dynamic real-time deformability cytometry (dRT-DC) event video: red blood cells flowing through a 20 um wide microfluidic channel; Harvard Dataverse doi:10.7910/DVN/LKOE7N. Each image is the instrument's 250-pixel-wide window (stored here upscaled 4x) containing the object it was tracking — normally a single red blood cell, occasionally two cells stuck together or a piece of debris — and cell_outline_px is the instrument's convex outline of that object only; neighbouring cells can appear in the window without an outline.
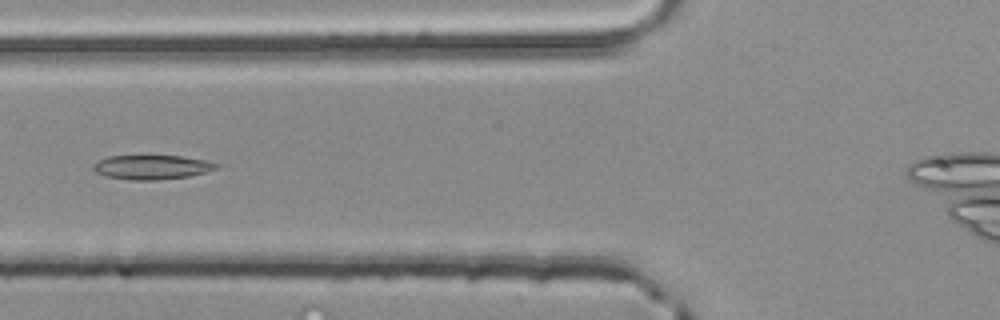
{"species": "common noctule bat (a hibernating species)", "species_latin": "Nyctalus noctula", "temperature_condition": "room temperature", "stored_images_in_passage": 2, "camera_frame_rate_fps": 3000, "um_per_image_px": 0.085, "animal": {"sex": "male", "body_mass_g": 20.4}, "frame": {"image": 1, "passage_image": 2, "time_ms": 0.333, "image_size_px": [1000, 320], "cell_outline_px": [[220, 164], [216, 168], [204, 172], [188, 176], [160, 180], [128, 180], [104, 176], [96, 172], [92, 168], [92, 164], [108, 156], [180, 156], [204, 160]], "centroid_in_image_um": [12.85, 14.22], "position_along_channel_um": 112.9, "area_um2": 17.34}}